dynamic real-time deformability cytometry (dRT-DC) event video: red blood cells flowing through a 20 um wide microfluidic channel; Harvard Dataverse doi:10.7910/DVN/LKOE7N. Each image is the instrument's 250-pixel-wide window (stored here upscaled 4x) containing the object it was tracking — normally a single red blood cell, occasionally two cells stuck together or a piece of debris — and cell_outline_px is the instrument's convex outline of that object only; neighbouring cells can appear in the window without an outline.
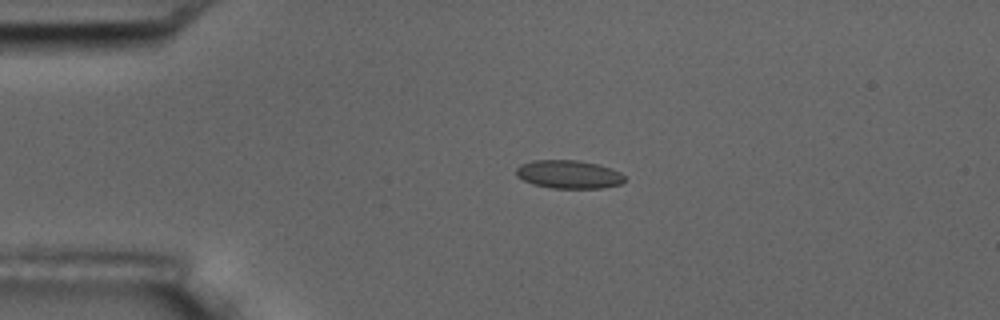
{"species": "common noctule bat (a hibernating species)", "species_latin": "Nyctalus noctula", "temperature_condition": "room temperature", "stored_images_in_passage": 4, "camera_frame_rate_fps": 3000, "um_per_image_px": 0.085, "animal": {"sex": "male", "body_mass_g": 17.5, "forearm_length_mm": 52.3}, "frame": {"image": 1, "passage_image": 3, "time_ms": 2.333, "image_size_px": [1000, 320], "cell_outline_px": [[624, 180], [620, 184], [600, 188], [552, 188], [532, 184], [516, 176], [516, 168], [520, 164], [532, 160], [580, 160], [596, 164], [620, 172], [624, 176]], "centroid_in_image_um": [48.29, 14.81], "position_along_channel_um": 36.7, "area_um2": 17.8}}